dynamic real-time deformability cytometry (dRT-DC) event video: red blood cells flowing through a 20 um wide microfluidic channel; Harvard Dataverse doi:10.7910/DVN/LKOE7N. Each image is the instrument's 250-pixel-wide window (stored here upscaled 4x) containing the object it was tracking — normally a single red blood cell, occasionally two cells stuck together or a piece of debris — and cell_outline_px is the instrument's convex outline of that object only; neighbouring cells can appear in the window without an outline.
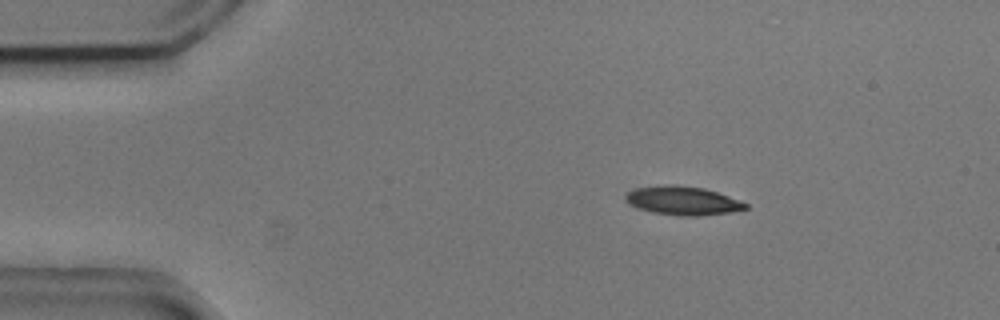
{"species": "common noctule bat (a hibernating species)", "species_latin": "Nyctalus noctula", "temperature_condition": "cold", "stored_images_in_passage": 3, "camera_frame_rate_fps": 3000, "um_per_image_px": 0.085, "animal": {"sex": "male", "body_mass_g": 20.5, "forearm_length_mm": 52.5}, "frame": {"image": 1, "passage_image": 1, "time_ms": 0.0, "image_size_px": [1000, 320], "cell_outline_px": [[748, 208], [732, 212], [696, 216], [680, 216], [652, 212], [640, 208], [632, 204], [624, 196], [628, 192], [636, 188], [664, 184], [676, 184], [704, 188], [740, 200], [748, 204]], "centroid_in_image_um": [58.07, 17.05], "position_along_channel_um": 26.9, "area_um2": 19.94}}